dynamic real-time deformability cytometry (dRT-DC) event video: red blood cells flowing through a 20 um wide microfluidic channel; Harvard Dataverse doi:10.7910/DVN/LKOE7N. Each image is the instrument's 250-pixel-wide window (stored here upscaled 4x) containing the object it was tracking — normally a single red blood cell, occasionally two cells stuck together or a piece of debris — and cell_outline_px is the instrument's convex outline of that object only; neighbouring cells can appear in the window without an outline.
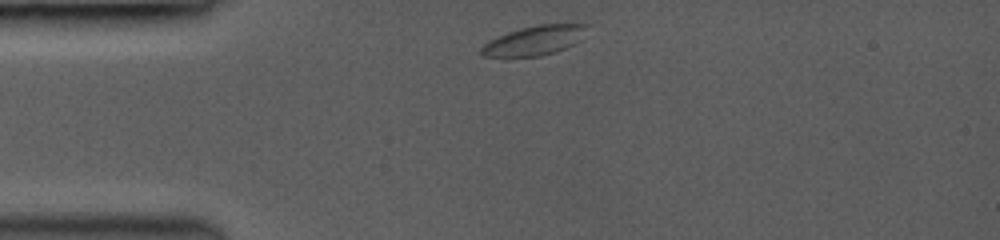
{"species": "common noctule bat (a hibernating species)", "species_latin": "Nyctalus noctula", "temperature_condition": "room temperature", "stored_images_in_passage": 9, "camera_frame_rate_fps": 3000, "um_per_image_px": 0.085, "animal": {"sex": "female", "body_mass_g": 19.0, "forearm_length_mm": 53.3}, "frame": {"image": 1, "passage_image": 1, "time_ms": 0.0, "image_size_px": [1000, 240], "cell_outline_px": [[588, 24], [580, 40], [556, 52], [540, 56], [484, 56], [480, 52], [480, 48], [488, 40], [508, 32], [520, 28], [536, 24]], "centroid_in_image_um": [45.4, 3.43], "position_along_channel_um": 39.6, "area_um2": 17.92}}
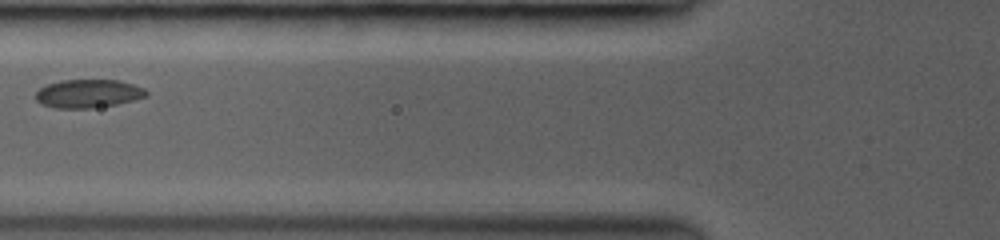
{"frame": {"image": 2, "passage_image": 4, "time_ms": 2.667, "image_size_px": [1000, 240], "cell_outline_px": [[148, 96], [116, 104], [92, 108], [56, 108], [40, 104], [36, 100], [36, 92], [44, 84], [60, 80], [120, 80], [144, 88], [148, 92]], "centroid_in_image_um": [7.47, 7.95], "position_along_channel_um": 118.3, "area_um2": 18.38}}
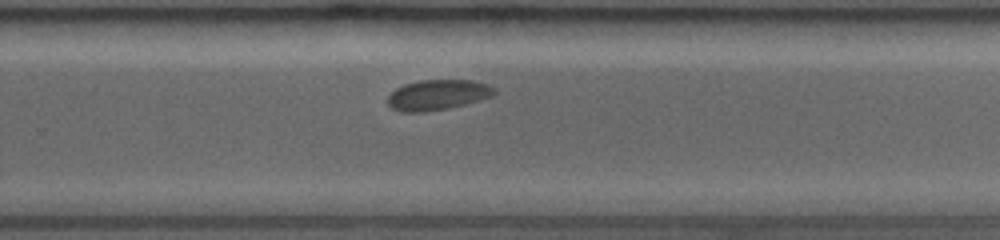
{"frame": {"image": 3, "passage_image": 9, "time_ms": 7.0, "image_size_px": [1000, 240], "cell_outline_px": [[496, 92], [492, 96], [464, 104], [448, 108], [424, 112], [400, 112], [392, 108], [388, 104], [388, 96], [396, 88], [404, 84], [420, 80], [472, 80], [488, 84], [496, 88]], "centroid_in_image_um": [37.2, 8.06], "position_along_channel_um": 292.6, "area_um2": 18.84}}